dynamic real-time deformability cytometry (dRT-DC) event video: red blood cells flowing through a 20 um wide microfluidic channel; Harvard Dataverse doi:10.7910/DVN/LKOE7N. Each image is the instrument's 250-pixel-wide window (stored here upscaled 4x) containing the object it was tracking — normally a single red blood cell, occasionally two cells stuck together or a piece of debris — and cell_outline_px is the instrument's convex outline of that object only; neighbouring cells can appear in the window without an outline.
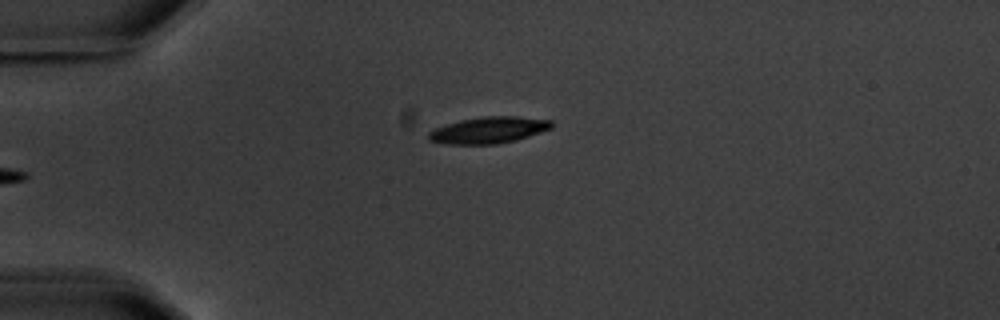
{"species": "common noctule bat (a hibernating species)", "species_latin": "Nyctalus noctula", "temperature_condition": "warm", "stored_images_in_passage": 5, "camera_frame_rate_fps": 3000, "um_per_image_px": 0.085, "animal": {"sex": "male", "body_mass_g": 20.1, "forearm_length_mm": 53.5}, "frame": {"image": 1, "passage_image": 5, "time_ms": 5.667, "image_size_px": [1000, 320], "cell_outline_px": [[552, 128], [516, 140], [496, 144], [444, 144], [428, 140], [428, 132], [436, 128], [460, 120], [484, 116], [516, 116], [552, 120]], "centroid_in_image_um": [41.53, 11.06], "position_along_channel_um": 43.5, "area_um2": 18.9}}